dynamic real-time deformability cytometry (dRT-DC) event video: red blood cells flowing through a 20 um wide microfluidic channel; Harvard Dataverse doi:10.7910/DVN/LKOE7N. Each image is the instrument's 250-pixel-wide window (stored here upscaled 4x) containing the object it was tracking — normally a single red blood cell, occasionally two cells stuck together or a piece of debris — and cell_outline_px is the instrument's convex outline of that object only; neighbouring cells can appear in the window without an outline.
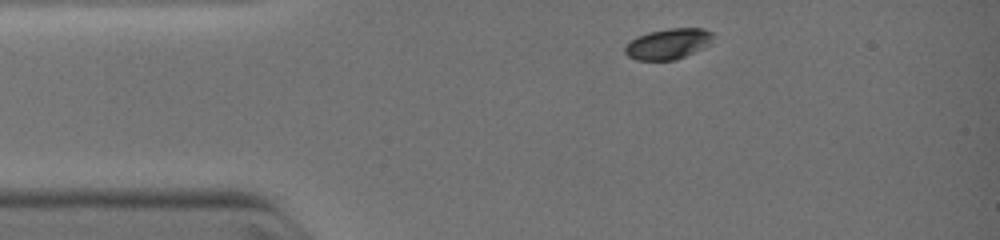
{"species": "common noctule bat (a hibernating species)", "species_latin": "Nyctalus noctula", "temperature_condition": "warm", "stored_images_in_passage": 5, "camera_frame_rate_fps": 3000, "um_per_image_px": 0.085, "animal": {"sex": "female", "body_mass_g": 19.0, "forearm_length_mm": 51.5}, "frame": {"image": 1, "passage_image": 1, "time_ms": 0.0, "image_size_px": [1000, 240], "cell_outline_px": [[712, 36], [700, 48], [676, 60], [636, 60], [628, 56], [624, 52], [624, 48], [632, 40], [648, 32], [668, 28], [704, 28], [712, 32]], "centroid_in_image_um": [56.72, 3.72], "position_along_channel_um": 28.3, "area_um2": 15.2}}
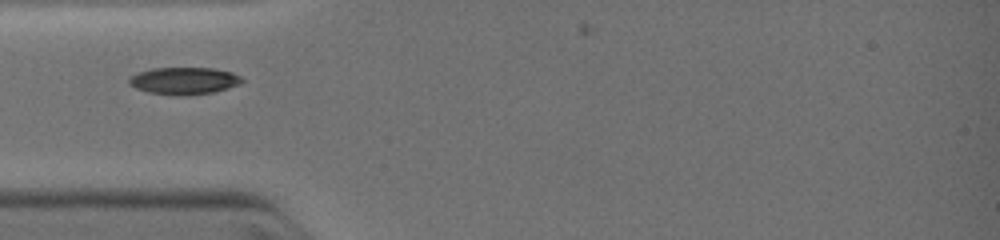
{"frame": {"image": 2, "passage_image": 3, "time_ms": 1.667, "image_size_px": [1000, 240], "cell_outline_px": [[244, 80], [240, 84], [228, 88], [212, 92], [148, 92], [136, 88], [128, 84], [128, 80], [132, 76], [140, 72], [152, 68], [212, 68], [232, 72], [240, 76]], "centroid_in_image_um": [15.67, 6.81], "position_along_channel_um": 69.3, "area_um2": 16.82}}
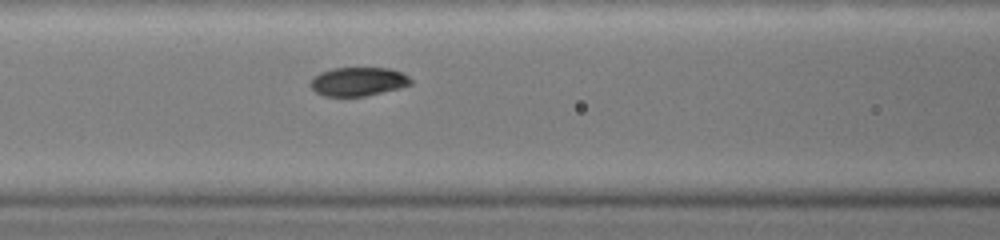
{"frame": {"image": 3, "passage_image": 5, "time_ms": 3.0, "image_size_px": [1000, 240], "cell_outline_px": [[412, 84], [400, 88], [364, 96], [324, 96], [316, 92], [308, 84], [312, 76], [320, 72], [332, 68], [388, 68], [400, 72], [408, 76], [412, 80]], "centroid_in_image_um": [30.4, 6.93], "position_along_channel_um": 136.2, "area_um2": 16.88}}